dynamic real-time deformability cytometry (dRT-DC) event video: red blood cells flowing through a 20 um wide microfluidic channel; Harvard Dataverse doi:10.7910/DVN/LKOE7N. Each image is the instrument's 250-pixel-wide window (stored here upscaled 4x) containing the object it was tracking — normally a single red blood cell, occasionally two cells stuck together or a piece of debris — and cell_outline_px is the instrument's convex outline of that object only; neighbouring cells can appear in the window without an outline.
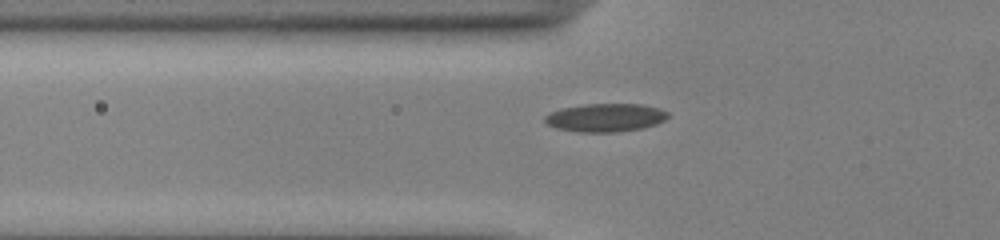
{"species": "common noctule bat (a hibernating species)", "species_latin": "Nyctalus noctula", "temperature_condition": "cold", "stored_images_in_passage": 32, "camera_frame_rate_fps": 3000, "um_per_image_px": 0.085, "animal": {"sex": "male", "body_mass_g": 13.0, "forearm_length_mm": 53.1}, "frame": {"image": 1, "passage_image": 5, "time_ms": 1.333, "image_size_px": [1000, 240], "cell_outline_px": [[668, 116], [664, 120], [656, 124], [644, 128], [620, 132], [580, 132], [556, 128], [548, 124], [544, 120], [544, 116], [560, 108], [584, 104], [640, 104], [660, 108], [668, 112]], "centroid_in_image_um": [51.48, 10.0], "position_along_channel_um": 74.3, "area_um2": 20.35}}
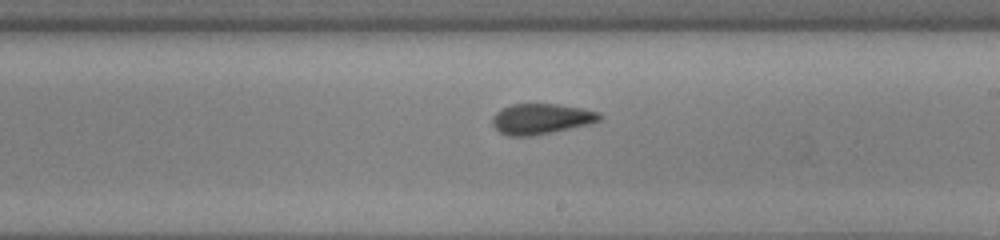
{"frame": {"image": 2, "passage_image": 18, "time_ms": 5.667, "image_size_px": [1000, 240], "cell_outline_px": [[604, 116], [600, 120], [588, 124], [552, 132], [532, 136], [508, 136], [500, 132], [492, 124], [492, 116], [500, 108], [512, 104], [560, 104], [584, 108], [600, 112]], "centroid_in_image_um": [46.0, 10.09], "position_along_channel_um": 243.0, "area_um2": 19.25}}
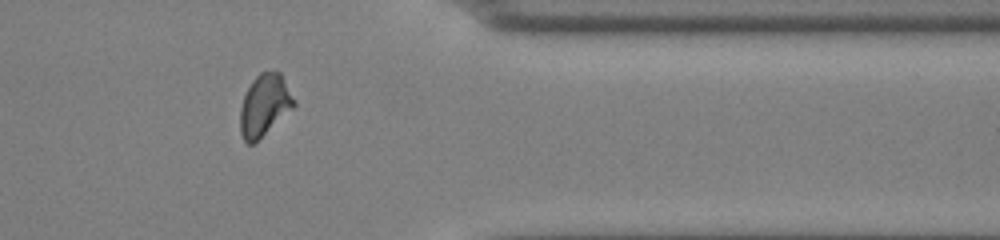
{"frame": {"image": 3, "passage_image": 30, "time_ms": 9.667, "image_size_px": [1000, 240], "cell_outline_px": [[296, 104], [292, 108], [252, 144], [248, 144], [244, 140], [240, 132], [240, 108], [244, 96], [252, 80], [260, 72], [280, 72], [296, 100]], "centroid_in_image_um": [22.47, 8.92], "position_along_channel_um": 388.9, "area_um2": 18.9}, "authors_computed_cell_mechanics": {"area_um2": 19.2474, "velocity_mm_per_s": 3.9083, "shape_relaxation_time_tau1_ms": null, "shape_relaxation_time_tau2_ms": 2.2533, "deformation_change_tau1": null, "deformation_change_tau2": 0.064}}